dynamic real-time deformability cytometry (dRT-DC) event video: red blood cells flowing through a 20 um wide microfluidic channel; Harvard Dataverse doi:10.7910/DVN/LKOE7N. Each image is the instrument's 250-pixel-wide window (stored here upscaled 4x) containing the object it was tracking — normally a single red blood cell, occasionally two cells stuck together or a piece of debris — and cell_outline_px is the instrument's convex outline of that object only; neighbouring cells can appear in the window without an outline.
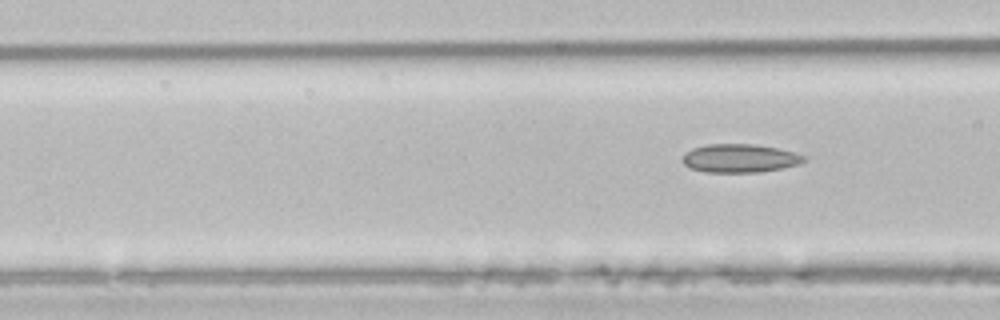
{"species": "common noctule bat (a hibernating species)", "species_latin": "Nyctalus noctula", "temperature_condition": "room temperature", "stored_images_in_passage": 5, "camera_frame_rate_fps": 3000, "um_per_image_px": 0.085, "animal": {"sex": "male", "body_mass_g": 21.5, "forearm_length_mm": 52.0}, "frame": {"image": 1, "passage_image": 5, "time_ms": 6.0, "image_size_px": [1000, 320], "cell_outline_px": [[808, 160], [800, 164], [760, 172], [704, 172], [688, 168], [680, 160], [692, 148], [708, 144], [752, 144], [776, 148], [792, 152], [804, 156]], "centroid_in_image_um": [62.85, 13.46], "position_along_channel_um": 103.7, "area_um2": 20.06}}